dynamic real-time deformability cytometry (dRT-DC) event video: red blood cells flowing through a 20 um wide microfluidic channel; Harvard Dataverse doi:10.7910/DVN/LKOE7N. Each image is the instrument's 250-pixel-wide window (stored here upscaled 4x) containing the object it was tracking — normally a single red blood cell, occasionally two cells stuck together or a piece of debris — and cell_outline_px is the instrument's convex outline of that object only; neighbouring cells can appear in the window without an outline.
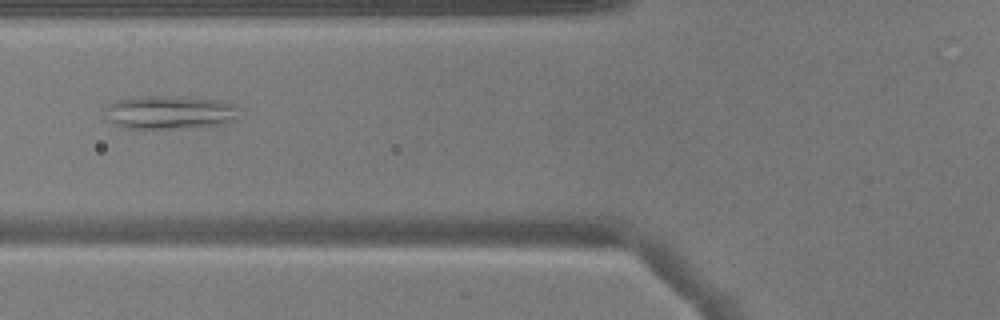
{"species": "common noctule bat (a hibernating species)", "species_latin": "Nyctalus noctula", "temperature_condition": "warm", "stored_images_in_passage": 50, "camera_frame_rate_fps": 3000, "um_per_image_px": 0.085, "animal": {"sex": "male", "body_mass_g": 17.9}, "frame": {"image": 1, "passage_image": 20, "time_ms": 6.333, "image_size_px": [1000, 320], "cell_outline_px": [[240, 108], [236, 120], [224, 124], [208, 128], [124, 128], [112, 124], [104, 108], [116, 100], [140, 96], [180, 96], [220, 100], [232, 104]], "centroid_in_image_um": [14.5, 9.56], "position_along_channel_um": 111.3, "area_um2": 26.7}}
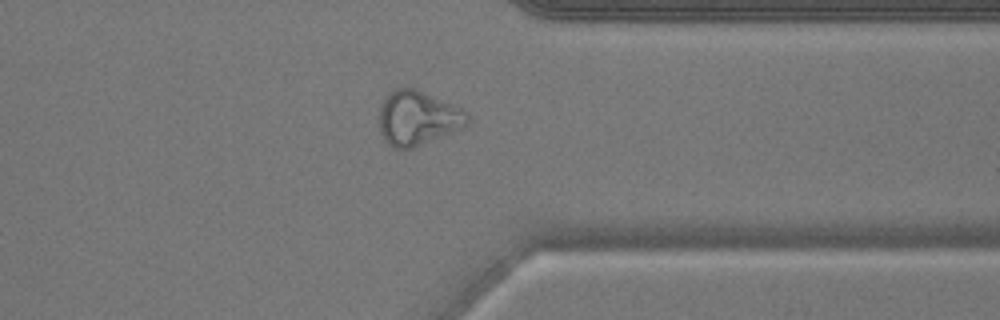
{"frame": {"image": 2, "passage_image": 40, "time_ms": 13.0, "image_size_px": [1000, 320], "cell_outline_px": [[468, 124], [464, 128], [412, 148], [392, 148], [388, 144], [380, 132], [380, 108], [384, 100], [392, 88], [416, 88], [464, 108], [468, 112]], "centroid_in_image_um": [35.55, 10.02], "position_along_channel_um": 375.9, "area_um2": 28.21}}
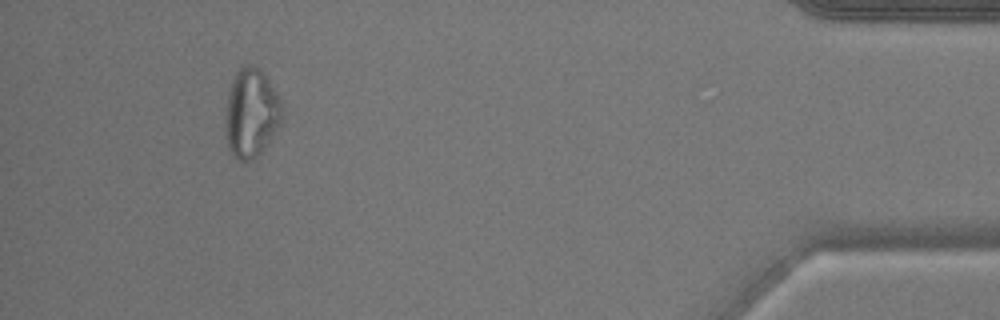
{"frame": {"image": 3, "passage_image": 47, "time_ms": 15.333, "image_size_px": [1000, 320], "cell_outline_px": [[284, 116], [280, 128], [260, 152], [252, 160], [244, 164], [236, 160], [228, 152], [224, 128], [224, 120], [228, 92], [232, 80], [236, 72], [244, 64], [248, 64], [260, 68], [276, 92], [280, 100]], "centroid_in_image_um": [21.33, 9.67], "position_along_channel_um": 413.9, "area_um2": 30.17}}